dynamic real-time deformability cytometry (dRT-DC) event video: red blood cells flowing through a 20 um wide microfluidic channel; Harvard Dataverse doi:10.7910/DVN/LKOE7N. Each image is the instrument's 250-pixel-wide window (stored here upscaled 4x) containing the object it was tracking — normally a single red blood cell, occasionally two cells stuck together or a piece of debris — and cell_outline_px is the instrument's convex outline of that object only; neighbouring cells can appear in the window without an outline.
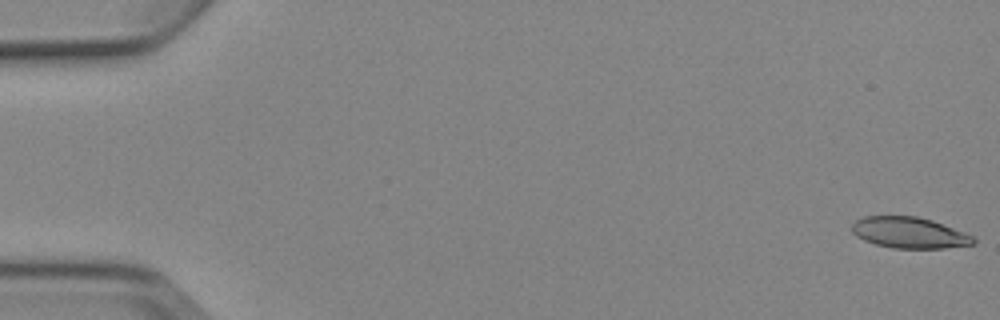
{"species": "Egyptian fruit bat (a non-hibernating species)", "species_latin": "Rousettus aegyptiacus", "temperature_condition": "cold", "stored_images_in_passage": 5, "camera_frame_rate_fps": 3000, "um_per_image_px": 0.085, "animal": {"sex": "female"}, "frame": {"image": 1, "passage_image": 1, "time_ms": 0.0, "image_size_px": [1000, 320], "cell_outline_px": [[976, 244], [944, 248], [892, 248], [876, 244], [864, 240], [856, 236], [852, 232], [852, 224], [856, 220], [864, 216], [916, 216], [932, 220], [964, 232], [972, 236], [976, 240]], "centroid_in_image_um": [77.29, 19.78], "position_along_channel_um": 7.7, "area_um2": 21.96}}